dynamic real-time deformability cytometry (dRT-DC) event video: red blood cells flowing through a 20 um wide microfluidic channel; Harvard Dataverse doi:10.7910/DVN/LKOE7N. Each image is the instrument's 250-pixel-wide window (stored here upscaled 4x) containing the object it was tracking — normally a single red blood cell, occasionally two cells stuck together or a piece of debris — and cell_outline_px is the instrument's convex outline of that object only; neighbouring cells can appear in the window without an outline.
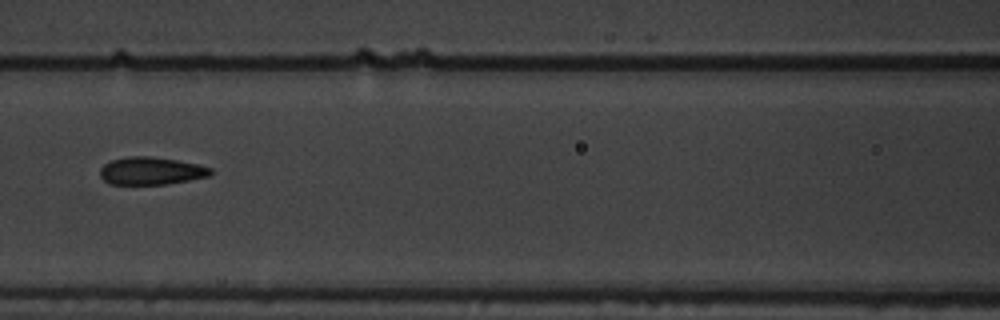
{"species": "common noctule bat (a hibernating species)", "species_latin": "Nyctalus noctula", "temperature_condition": "warm", "stored_images_in_passage": 9, "camera_frame_rate_fps": 3000, "um_per_image_px": 0.085, "animal": {"sex": "male", "body_mass_g": 19.5, "forearm_length_mm": 54.6}, "frame": {"image": 1, "passage_image": 6, "time_ms": 1.667, "image_size_px": [1000, 320], "cell_outline_px": [[212, 172], [208, 176], [168, 184], [108, 184], [100, 176], [100, 168], [104, 164], [112, 160], [128, 156], [148, 156], [176, 160], [200, 164], [212, 168]], "centroid_in_image_um": [12.83, 14.52], "position_along_channel_um": 153.8, "area_um2": 17.8}}
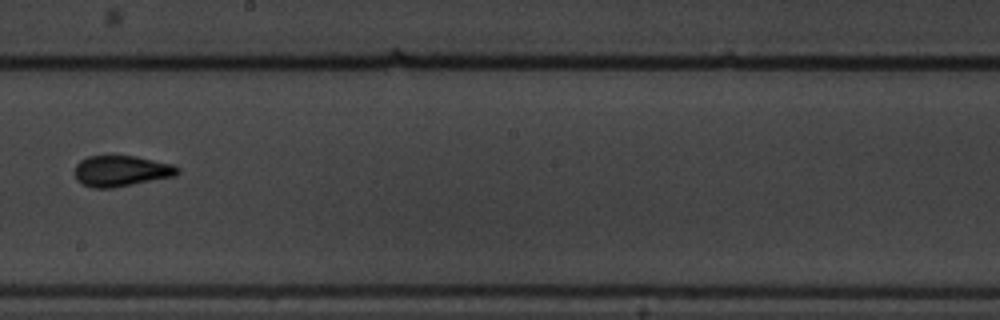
{"frame": {"image": 2, "passage_image": 8, "time_ms": 2.333, "image_size_px": [1000, 320], "cell_outline_px": [[180, 172], [176, 176], [112, 188], [92, 188], [80, 184], [76, 180], [76, 164], [80, 160], [88, 156], [136, 156], [172, 164], [180, 168]], "centroid_in_image_um": [10.31, 14.54], "position_along_channel_um": 237.9, "area_um2": 18.61}}
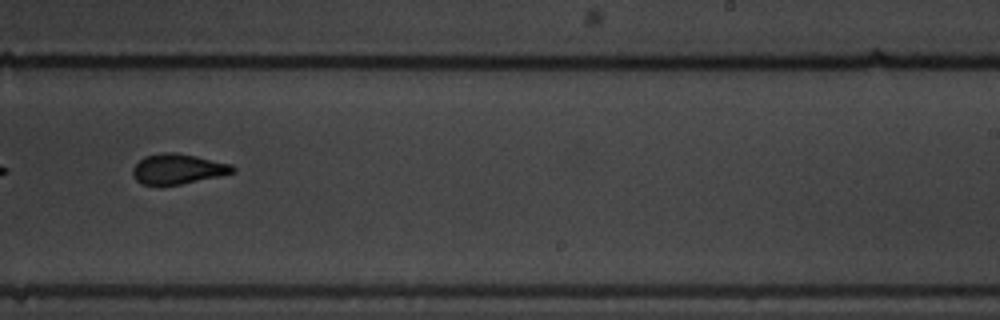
{"frame": {"image": 3, "passage_image": 9, "time_ms": 2.667, "image_size_px": [1000, 320], "cell_outline_px": [[236, 172], [220, 176], [180, 184], [140, 184], [132, 176], [132, 168], [144, 156], [160, 152], [176, 152], [196, 156], [232, 164], [236, 168]], "centroid_in_image_um": [15.12, 14.34], "position_along_channel_um": 273.9, "area_um2": 17.63}}